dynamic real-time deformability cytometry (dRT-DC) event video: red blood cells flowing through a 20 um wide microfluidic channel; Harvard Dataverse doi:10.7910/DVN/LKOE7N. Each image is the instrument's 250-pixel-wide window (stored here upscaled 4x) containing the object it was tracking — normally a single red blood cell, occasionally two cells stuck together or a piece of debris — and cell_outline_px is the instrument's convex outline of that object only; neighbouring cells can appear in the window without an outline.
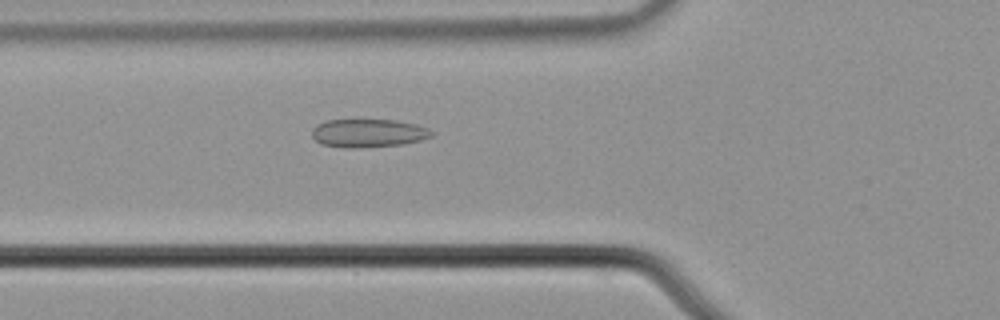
{"species": "common noctule bat (a hibernating species)", "species_latin": "Nyctalus noctula", "temperature_condition": "cold", "stored_images_in_passage": 43, "camera_frame_rate_fps": 3000, "um_per_image_px": 0.085, "animal": {"sex": "male", "body_mass_g": 21.5, "forearm_length_mm": 52.0}, "frame": {"image": 1, "passage_image": 8, "time_ms": 2.333, "image_size_px": [1000, 320], "cell_outline_px": [[436, 132], [432, 136], [420, 140], [404, 144], [360, 148], [344, 148], [320, 144], [312, 136], [312, 128], [316, 124], [324, 120], [396, 120], [416, 124], [428, 128]], "centroid_in_image_um": [31.3, 11.32], "position_along_channel_um": 94.5, "area_um2": 20.0}}
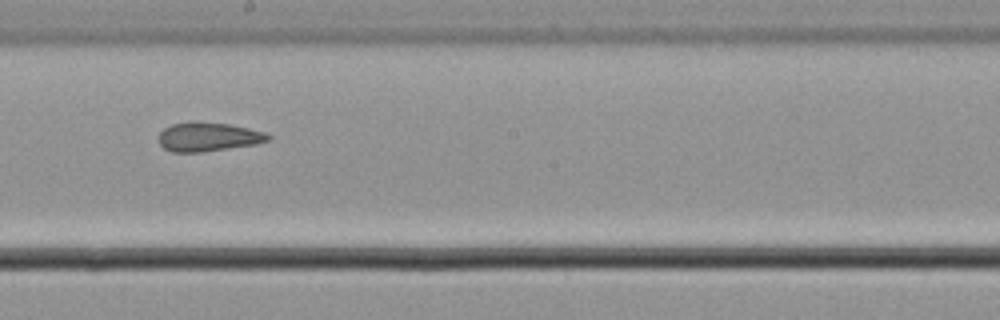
{"frame": {"image": 2, "passage_image": 19, "time_ms": 6.0, "image_size_px": [1000, 320], "cell_outline_px": [[272, 140], [256, 144], [200, 152], [172, 152], [164, 148], [156, 140], [156, 136], [164, 128], [172, 124], [192, 120], [196, 120], [228, 124], [268, 132], [272, 136]], "centroid_in_image_um": [17.69, 11.61], "position_along_channel_um": 230.5, "area_um2": 18.96}}
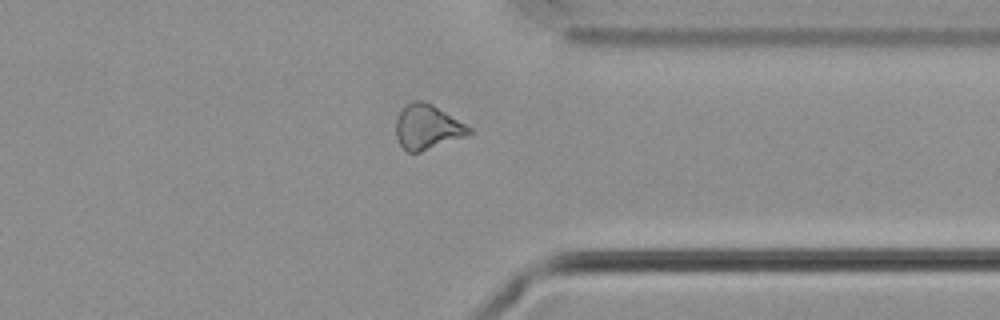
{"frame": {"image": 3, "passage_image": 31, "time_ms": 10.0, "image_size_px": [1000, 320], "cell_outline_px": [[472, 132], [464, 136], [420, 152], [408, 152], [400, 144], [396, 136], [396, 120], [404, 104], [412, 100], [420, 100], [432, 104], [472, 128]], "centroid_in_image_um": [36.29, 10.77], "position_along_channel_um": 375.1, "area_um2": 18.79}}